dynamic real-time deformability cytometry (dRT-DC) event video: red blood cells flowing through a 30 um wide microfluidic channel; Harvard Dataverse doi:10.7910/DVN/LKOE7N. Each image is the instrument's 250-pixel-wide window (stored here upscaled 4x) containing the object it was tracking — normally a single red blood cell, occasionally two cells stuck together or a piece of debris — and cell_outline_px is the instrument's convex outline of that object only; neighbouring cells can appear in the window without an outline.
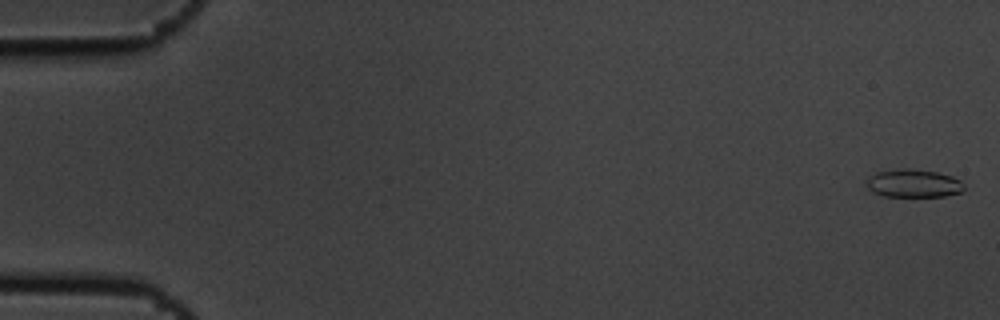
{"species": "common noctule bat (a hibernating species)", "species_latin": "Nyctalus noctula", "temperature_condition": "cold", "stored_images_in_passage": 5, "camera_frame_rate_fps": 3000, "um_per_image_px": 0.085, "animal": {"sex": "male", "body_mass_g": 19.5, "forearm_length_mm": 54.6}, "frame": {"image": 1, "passage_image": 1, "time_ms": 0.0, "image_size_px": [1000, 320], "cell_outline_px": [[964, 192], [944, 196], [884, 196], [872, 192], [868, 188], [868, 176], [876, 172], [900, 168], [912, 168], [936, 172], [952, 176], [960, 180], [964, 184]], "centroid_in_image_um": [77.67, 15.58], "position_along_channel_um": 7.3, "area_um2": 16.07}}
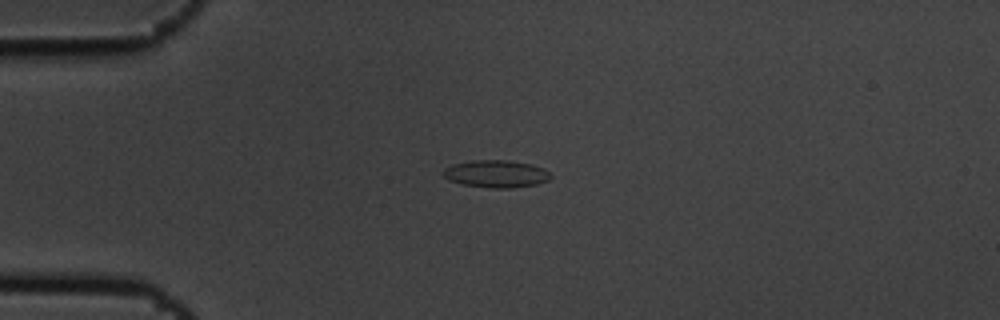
{"frame": {"image": 2, "passage_image": 4, "time_ms": 1.0, "image_size_px": [1000, 320], "cell_outline_px": [[552, 176], [548, 180], [536, 184], [512, 188], [492, 188], [464, 184], [448, 180], [440, 172], [444, 168], [452, 164], [472, 160], [508, 160], [532, 164], [544, 168], [552, 172]], "centroid_in_image_um": [42.18, 14.76], "position_along_channel_um": 42.8, "area_um2": 17.34}}